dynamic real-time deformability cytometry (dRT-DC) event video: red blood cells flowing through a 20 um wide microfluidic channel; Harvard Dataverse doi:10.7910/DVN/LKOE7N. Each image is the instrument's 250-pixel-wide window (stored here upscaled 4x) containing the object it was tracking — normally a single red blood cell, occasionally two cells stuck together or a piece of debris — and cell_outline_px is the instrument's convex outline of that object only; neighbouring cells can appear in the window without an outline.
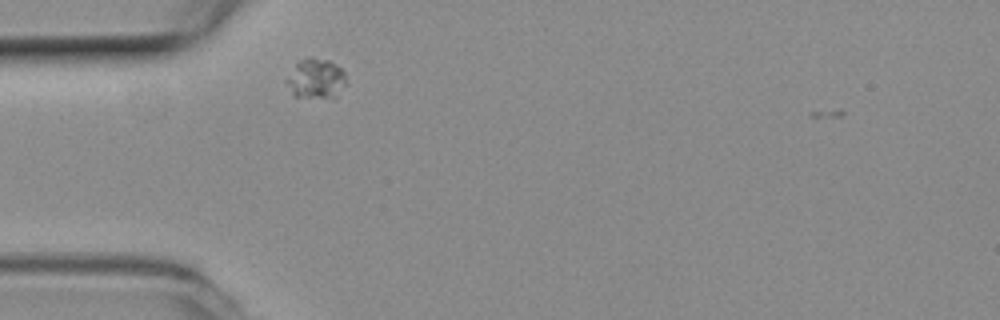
{"species": "common noctule bat (a hibernating species)", "species_latin": "Nyctalus noctula", "temperature_condition": "room temperature", "stored_images_in_passage": 4, "camera_frame_rate_fps": 3000, "um_per_image_px": 0.085, "animal": {"sex": "female", "body_mass_g": 19.3, "forearm_length_mm": 54.1}, "frame": {"image": 1, "passage_image": 3, "time_ms": 0.667, "image_size_px": [1000, 320], "cell_outline_px": [[344, 84], [336, 96], [296, 96], [292, 92], [284, 80], [296, 64], [300, 60], [308, 56], [312, 56], [328, 60], [336, 64], [344, 72]], "centroid_in_image_um": [26.81, 6.62], "position_along_channel_um": 58.2, "area_um2": 13.41}}